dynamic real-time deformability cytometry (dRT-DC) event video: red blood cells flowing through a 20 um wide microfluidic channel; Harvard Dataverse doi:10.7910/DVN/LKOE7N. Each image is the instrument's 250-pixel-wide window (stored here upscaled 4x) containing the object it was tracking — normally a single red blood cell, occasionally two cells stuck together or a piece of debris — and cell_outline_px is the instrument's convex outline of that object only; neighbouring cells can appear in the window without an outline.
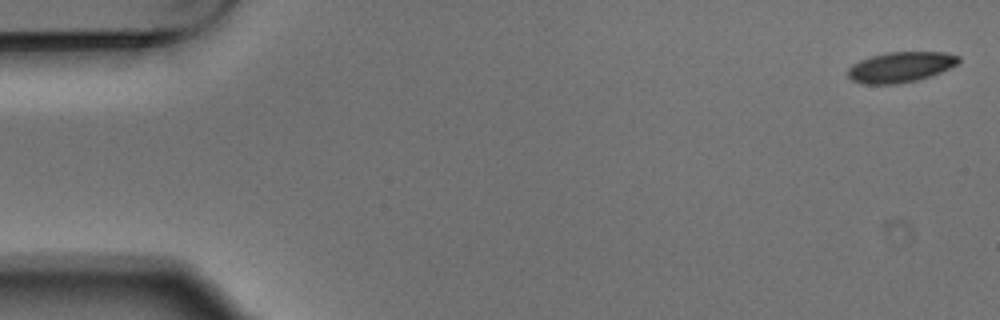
{"species": "Egyptian fruit bat (a non-hibernating species)", "species_latin": "Rousettus aegyptiacus", "temperature_condition": "warm", "stored_images_in_passage": 5, "camera_frame_rate_fps": 3000, "um_per_image_px": 0.085, "animal": {"sex": "male"}, "frame": {"image": 1, "passage_image": 1, "time_ms": 0.0, "image_size_px": [1000, 320], "cell_outline_px": [[960, 60], [956, 64], [940, 72], [916, 80], [896, 84], [860, 84], [852, 80], [848, 76], [848, 68], [852, 64], [860, 60], [884, 52], [944, 52], [960, 56]], "centroid_in_image_um": [76.51, 5.7], "position_along_channel_um": 8.5, "area_um2": 19.54}}
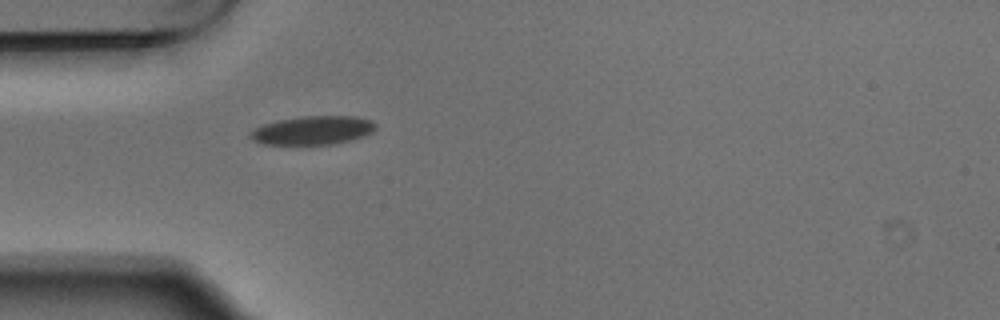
{"frame": {"image": 2, "passage_image": 5, "time_ms": 1.333, "image_size_px": [1000, 320], "cell_outline_px": [[376, 128], [372, 132], [364, 136], [352, 140], [332, 144], [260, 144], [252, 140], [248, 136], [256, 128], [264, 124], [276, 120], [300, 116], [356, 116], [372, 120], [376, 124]], "centroid_in_image_um": [26.6, 11.07], "position_along_channel_um": 58.4, "area_um2": 21.04}}